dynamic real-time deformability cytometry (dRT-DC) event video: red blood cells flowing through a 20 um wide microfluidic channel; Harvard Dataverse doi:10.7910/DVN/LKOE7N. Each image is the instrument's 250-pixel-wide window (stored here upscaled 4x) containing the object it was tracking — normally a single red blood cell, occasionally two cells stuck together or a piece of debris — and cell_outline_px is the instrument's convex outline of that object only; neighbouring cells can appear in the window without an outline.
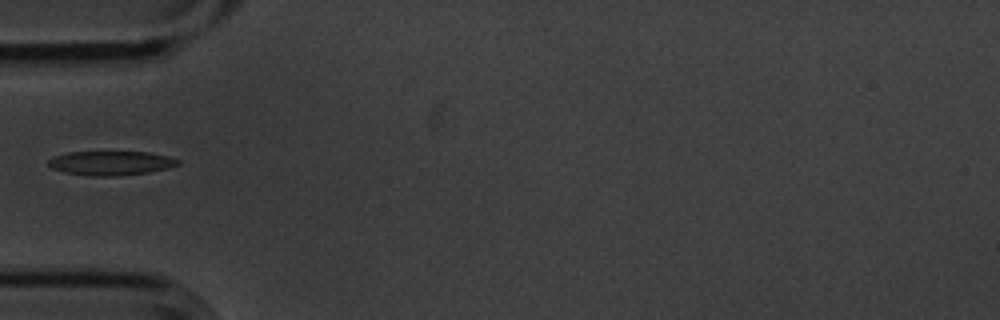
{"species": "common noctule bat (a hibernating species)", "species_latin": "Nyctalus noctula", "temperature_condition": "cold", "stored_images_in_passage": 1, "camera_frame_rate_fps": 3000, "um_per_image_px": 0.085, "animal": {"sex": "male", "body_mass_g": 20.1, "forearm_length_mm": 53.5}, "frame": {"image": 1, "passage_image": 1, "time_ms": 0.0, "image_size_px": [1000, 320], "cell_outline_px": [[180, 164], [168, 168], [148, 172], [120, 176], [88, 176], [64, 172], [52, 168], [48, 164], [48, 160], [52, 156], [68, 152], [148, 152], [168, 156], [180, 160]], "centroid_in_image_um": [9.41, 13.86], "position_along_channel_um": 75.6, "area_um2": 18.38}}